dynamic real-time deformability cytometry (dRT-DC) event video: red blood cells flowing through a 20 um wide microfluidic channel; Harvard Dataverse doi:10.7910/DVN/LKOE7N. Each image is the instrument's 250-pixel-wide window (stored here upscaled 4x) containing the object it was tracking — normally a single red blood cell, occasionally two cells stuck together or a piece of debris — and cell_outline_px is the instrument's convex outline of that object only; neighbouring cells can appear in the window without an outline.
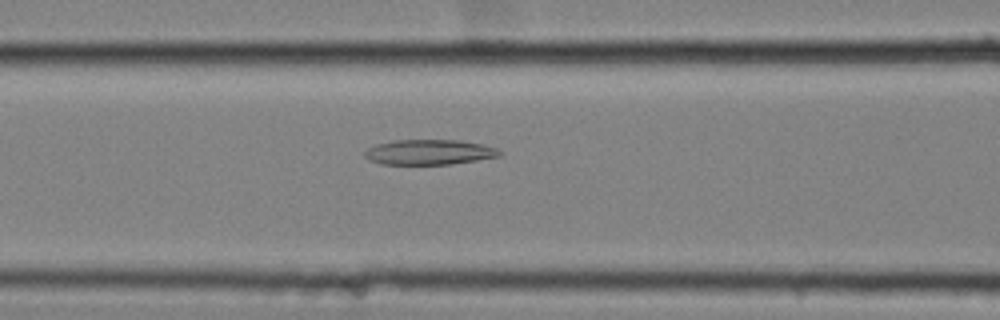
{"species": "common noctule bat (a hibernating species)", "species_latin": "Nyctalus noctula", "temperature_condition": "cold", "stored_images_in_passage": 59, "camera_frame_rate_fps": 3000, "um_per_image_px": 0.085, "animal": {"sex": "female", "body_mass_g": 25.1}, "frame": {"image": 1, "passage_image": 26, "time_ms": 8.333, "image_size_px": [1000, 320], "cell_outline_px": [[504, 152], [500, 156], [452, 164], [380, 164], [368, 160], [364, 156], [364, 152], [368, 148], [376, 144], [392, 140], [460, 140], [480, 144], [496, 148]], "centroid_in_image_um": [36.46, 12.93], "position_along_channel_um": 130.1, "area_um2": 19.83}}
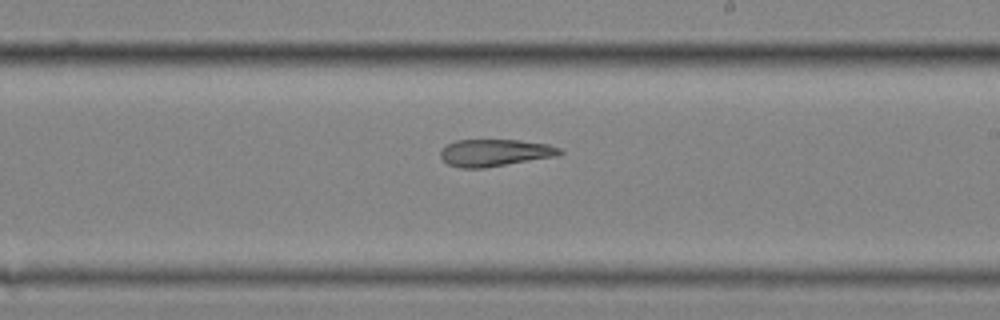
{"frame": {"image": 2, "passage_image": 36, "time_ms": 11.667, "image_size_px": [1000, 320], "cell_outline_px": [[564, 152], [560, 156], [484, 168], [460, 168], [448, 164], [440, 156], [440, 152], [448, 144], [456, 140], [520, 140], [548, 144], [560, 148]], "centroid_in_image_um": [42.12, 12.99], "position_along_channel_um": 246.9, "area_um2": 18.96}}
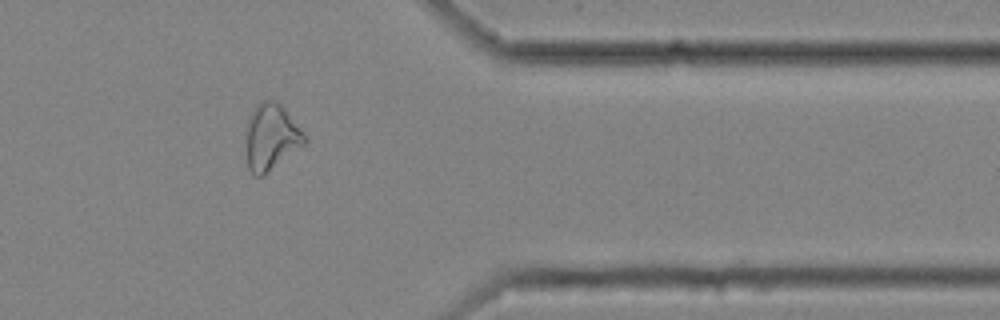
{"frame": {"image": 3, "passage_image": 49, "time_ms": 16.0, "image_size_px": [1000, 320], "cell_outline_px": [[308, 140], [304, 144], [264, 176], [256, 176], [248, 168], [248, 120], [252, 112], [264, 100], [276, 100], [284, 108], [308, 136]], "centroid_in_image_um": [23.11, 11.66], "position_along_channel_um": 388.3, "area_um2": 22.08}, "authors_computed_cell_mechanics": {"area_um2": 23.5246, "velocity_mm_per_s": 3.516, "shape_relaxation_time_tau1_ms": null, "shape_relaxation_time_tau2_ms": 4.0389, "deformation_change_tau1": null, "deformation_change_tau2": 0.1385}}